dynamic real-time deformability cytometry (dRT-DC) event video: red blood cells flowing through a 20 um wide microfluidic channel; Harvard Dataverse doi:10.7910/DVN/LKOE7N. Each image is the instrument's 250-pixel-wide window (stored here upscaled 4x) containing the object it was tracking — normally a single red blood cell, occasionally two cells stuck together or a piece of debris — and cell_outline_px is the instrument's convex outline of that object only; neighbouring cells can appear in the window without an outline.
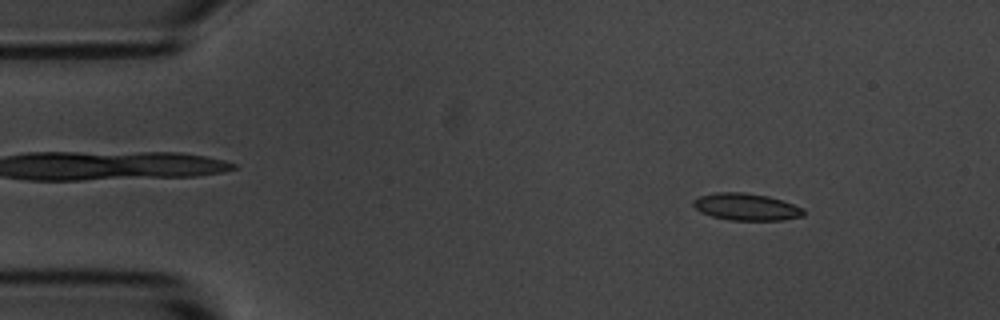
{"species": "common noctule bat (a hibernating species)", "species_latin": "Nyctalus noctula", "temperature_condition": "room temperature", "stored_images_in_passage": 53, "camera_frame_rate_fps": 3000, "um_per_image_px": 0.085, "animal": {"sex": "male", "body_mass_g": 20.1, "forearm_length_mm": 53.5}, "frame": {"image": 1, "passage_image": 6, "time_ms": 1.667, "image_size_px": [1000, 320], "cell_outline_px": [[804, 216], [784, 220], [728, 220], [712, 216], [700, 212], [692, 204], [692, 200], [700, 196], [716, 192], [744, 192], [768, 196], [804, 208]], "centroid_in_image_um": [63.42, 17.58], "position_along_channel_um": 21.6, "area_um2": 17.4}}
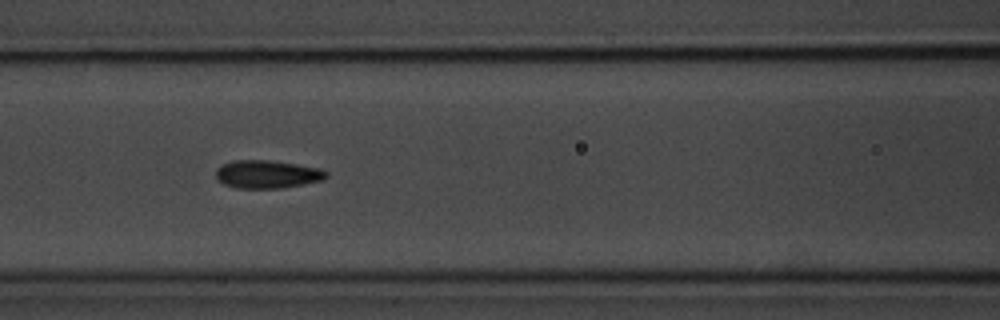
{"frame": {"image": 2, "passage_image": 22, "time_ms": 7.0, "image_size_px": [1000, 320], "cell_outline_px": [[328, 176], [324, 180], [284, 188], [236, 188], [224, 184], [216, 180], [216, 168], [220, 164], [232, 160], [268, 160], [296, 164], [320, 168], [328, 172]], "centroid_in_image_um": [22.69, 14.81], "position_along_channel_um": 143.9, "area_um2": 18.32}}
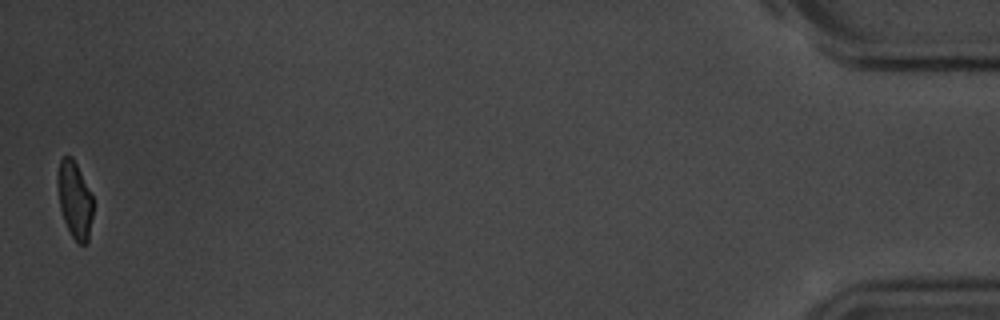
{"frame": {"image": 3, "passage_image": 53, "time_ms": 17.333, "image_size_px": [1000, 320], "cell_outline_px": [[92, 216], [88, 240], [84, 244], [80, 244], [72, 236], [64, 220], [60, 208], [56, 180], [56, 176], [60, 160], [64, 156], [72, 156], [92, 196]], "centroid_in_image_um": [6.32, 16.96], "position_along_channel_um": 428.9, "area_um2": 15.61}, "authors_computed_cell_mechanics": {"area_um2": 17.34, "velocity_mm_per_s": 3.678, "shape_relaxation_time_tau1_ms": 2.2481, "shape_relaxation_time_tau2_ms": 1.6455, "deformation_change_tau1": 0.1082, "deformation_change_tau2": 0.0673}}